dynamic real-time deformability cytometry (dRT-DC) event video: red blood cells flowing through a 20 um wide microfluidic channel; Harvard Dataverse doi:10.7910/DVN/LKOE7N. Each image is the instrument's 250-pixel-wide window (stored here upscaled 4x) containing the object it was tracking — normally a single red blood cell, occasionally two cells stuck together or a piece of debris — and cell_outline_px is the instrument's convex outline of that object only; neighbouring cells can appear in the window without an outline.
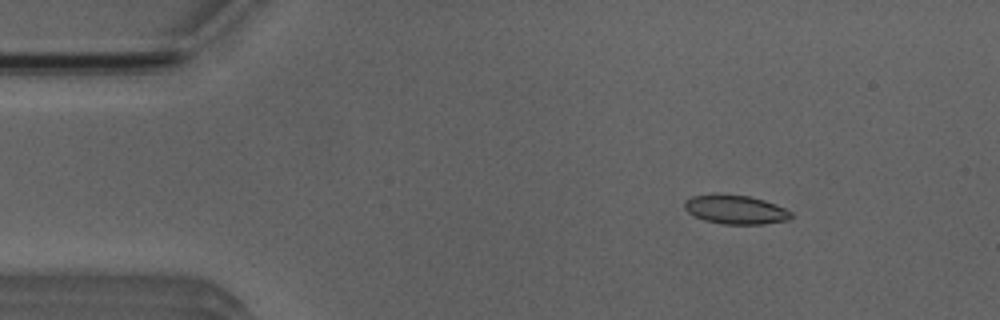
{"species": "Egyptian fruit bat (a non-hibernating species)", "species_latin": "Rousettus aegyptiacus", "temperature_condition": "room temperature", "stored_images_in_passage": 3, "camera_frame_rate_fps": 3000, "um_per_image_px": 0.085, "animal": {"sex": "male"}, "frame": {"image": 1, "passage_image": 1, "time_ms": 0.0, "image_size_px": [1000, 320], "cell_outline_px": [[792, 216], [788, 220], [764, 224], [724, 224], [704, 220], [688, 212], [684, 208], [684, 200], [692, 196], [748, 196], [764, 200], [776, 204], [792, 212]], "centroid_in_image_um": [62.56, 17.85], "position_along_channel_um": 22.4, "area_um2": 17.46}}